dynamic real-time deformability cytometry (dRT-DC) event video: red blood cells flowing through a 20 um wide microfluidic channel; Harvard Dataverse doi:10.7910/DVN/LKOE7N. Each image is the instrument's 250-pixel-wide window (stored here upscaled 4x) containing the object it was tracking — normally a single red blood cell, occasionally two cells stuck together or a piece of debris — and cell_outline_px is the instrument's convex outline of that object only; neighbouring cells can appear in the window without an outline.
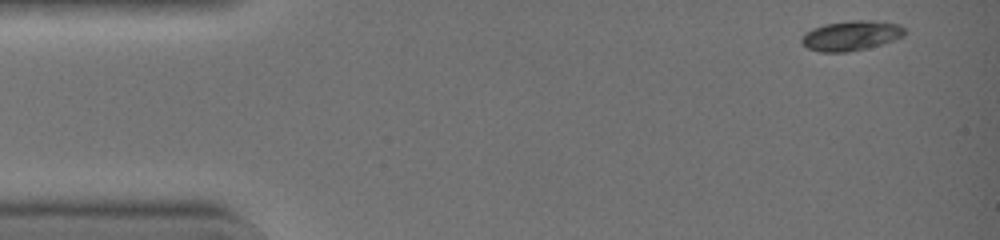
{"species": "common noctule bat (a hibernating species)", "species_latin": "Nyctalus noctula", "temperature_condition": "warm", "stored_images_in_passage": 41, "camera_frame_rate_fps": 3000, "um_per_image_px": 0.085, "animal": {"sex": "female", "body_mass_g": 19.0, "forearm_length_mm": 51.5}, "frame": {"image": 1, "passage_image": 1, "time_ms": 0.0, "image_size_px": [1000, 240], "cell_outline_px": [[908, 32], [904, 36], [880, 44], [848, 52], [820, 52], [808, 48], [800, 40], [804, 32], [812, 28], [824, 24], [852, 20], [872, 20], [900, 24]], "centroid_in_image_um": [72.34, 3.01], "position_along_channel_um": 12.7, "area_um2": 17.98}}
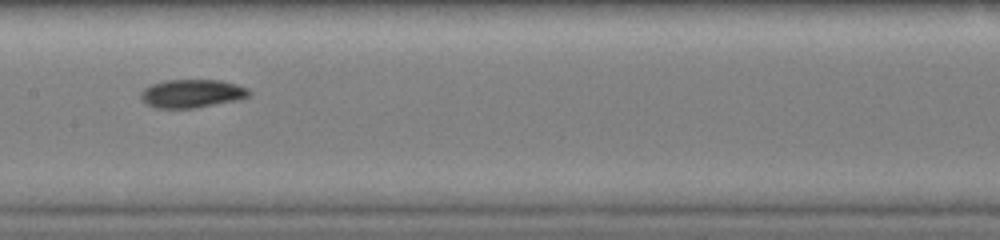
{"frame": {"image": 2, "passage_image": 20, "time_ms": 6.333, "image_size_px": [1000, 240], "cell_outline_px": [[252, 92], [248, 96], [240, 100], [192, 108], [156, 108], [148, 104], [140, 96], [140, 92], [144, 88], [152, 84], [164, 80], [220, 80], [236, 84], [248, 88]], "centroid_in_image_um": [16.34, 7.94], "position_along_channel_um": 191.1, "area_um2": 17.86}}
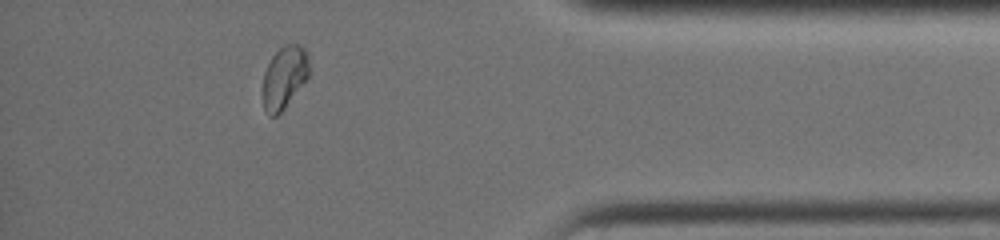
{"frame": {"image": 3, "passage_image": 36, "time_ms": 11.667, "image_size_px": [1000, 240], "cell_outline_px": [[312, 72], [284, 108], [276, 116], [268, 116], [264, 108], [264, 72], [272, 56], [284, 44], [300, 44], [304, 48], [308, 56]], "centroid_in_image_um": [24.21, 6.54], "position_along_channel_um": 411.0, "area_um2": 16.82}, "authors_computed_cell_mechanics": {"area_um2": 17.4556, "velocity_mm_per_s": 4.5072, "shape_relaxation_time_tau1_ms": 4.6801, "shape_relaxation_time_tau2_ms": null, "deformation_change_tau1": 0.1787, "deformation_change_tau2": null}}